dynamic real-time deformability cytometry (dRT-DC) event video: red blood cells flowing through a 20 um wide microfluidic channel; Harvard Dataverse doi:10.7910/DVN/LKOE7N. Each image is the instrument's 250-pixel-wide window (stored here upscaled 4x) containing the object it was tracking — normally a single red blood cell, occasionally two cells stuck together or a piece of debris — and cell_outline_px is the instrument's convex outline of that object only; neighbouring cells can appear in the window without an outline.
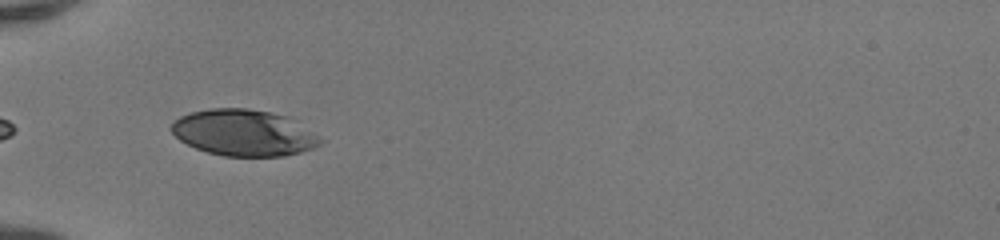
{"species": "human", "species_latin": "Homo sapiens", "temperature_condition": "room temperature", "stored_images_in_passage": 22, "camera_frame_rate_fps": 3000, "um_per_image_px": 0.085, "donor": {"sex": "female"}, "frame": {"image": 1, "passage_image": 1, "time_ms": 0.0, "image_size_px": [1000, 240], "cell_outline_px": [[324, 140], [320, 144], [312, 148], [300, 152], [284, 156], [224, 156], [208, 152], [196, 148], [180, 140], [168, 128], [180, 116], [192, 112], [212, 108], [248, 108], [288, 116]], "centroid_in_image_um": [20.71, 11.28], "position_along_channel_um": 64.3, "area_um2": 39.94}}
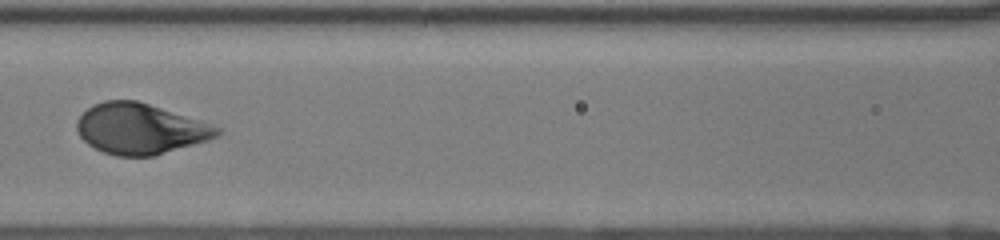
{"frame": {"image": 2, "passage_image": 8, "time_ms": 2.333, "image_size_px": [1000, 240], "cell_outline_px": [[224, 132], [220, 136], [208, 140], [152, 156], [116, 156], [104, 152], [88, 144], [80, 136], [76, 128], [76, 120], [88, 108], [104, 100], [136, 100], [200, 120], [224, 128]], "centroid_in_image_um": [11.95, 10.95], "position_along_channel_um": 154.6, "area_um2": 41.27}}
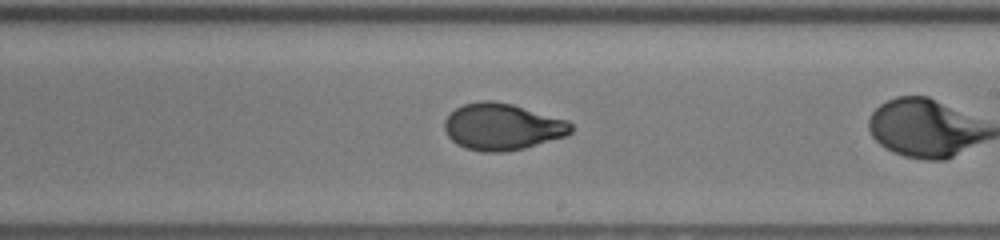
{"frame": {"image": 3, "passage_image": 12, "time_ms": 3.667, "image_size_px": [1000, 240], "cell_outline_px": [[572, 132], [568, 136], [524, 148], [504, 152], [484, 152], [464, 148], [456, 144], [448, 136], [444, 128], [444, 120], [456, 108], [464, 104], [480, 100], [492, 100], [512, 104], [568, 120], [572, 124]], "centroid_in_image_um": [42.7, 10.78], "position_along_channel_um": 246.3, "area_um2": 34.62}}